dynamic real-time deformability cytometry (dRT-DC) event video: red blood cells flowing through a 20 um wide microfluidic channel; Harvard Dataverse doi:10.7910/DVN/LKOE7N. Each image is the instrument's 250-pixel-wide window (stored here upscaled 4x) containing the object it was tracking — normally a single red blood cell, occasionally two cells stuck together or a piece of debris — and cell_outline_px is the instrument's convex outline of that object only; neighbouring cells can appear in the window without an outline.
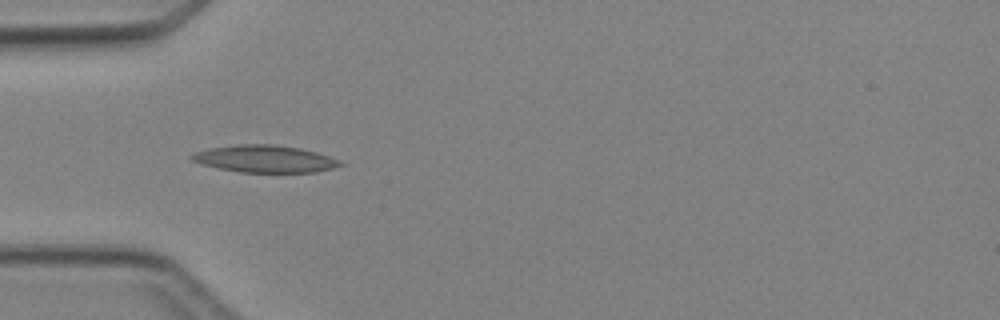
{"species": "Egyptian fruit bat (a non-hibernating species)", "species_latin": "Rousettus aegyptiacus", "temperature_condition": "cold", "stored_images_in_passage": 6, "camera_frame_rate_fps": 3000, "um_per_image_px": 0.085, "animal": {"sex": "female"}, "frame": {"image": 1, "passage_image": 5, "time_ms": 4.667, "image_size_px": [1000, 320], "cell_outline_px": [[344, 164], [332, 168], [316, 172], [240, 172], [200, 164], [192, 160], [188, 156], [196, 152], [208, 148], [236, 144], [276, 144], [300, 148], [316, 152], [340, 160]], "centroid_in_image_um": [22.49, 13.49], "position_along_channel_um": 62.5, "area_um2": 23.52}}
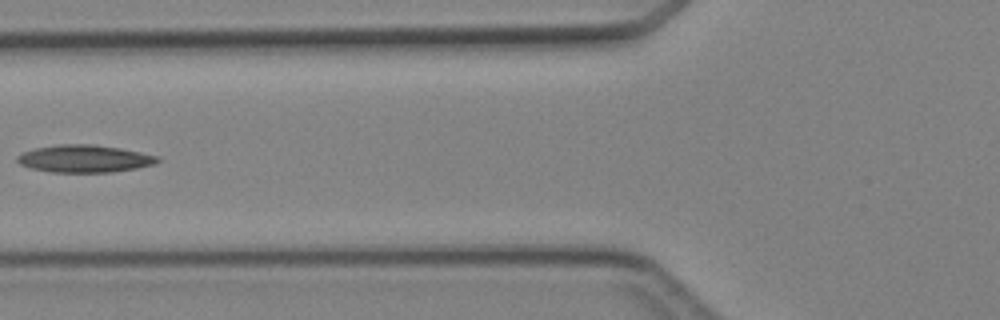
{"frame": {"image": 2, "passage_image": 6, "time_ms": 6.0, "image_size_px": [1000, 320], "cell_outline_px": [[160, 160], [156, 164], [136, 168], [112, 172], [48, 172], [32, 168], [20, 164], [16, 160], [16, 156], [24, 152], [36, 148], [60, 144], [92, 144], [120, 148], [160, 156]], "centroid_in_image_um": [7.2, 13.49], "position_along_channel_um": 118.6, "area_um2": 22.43}}